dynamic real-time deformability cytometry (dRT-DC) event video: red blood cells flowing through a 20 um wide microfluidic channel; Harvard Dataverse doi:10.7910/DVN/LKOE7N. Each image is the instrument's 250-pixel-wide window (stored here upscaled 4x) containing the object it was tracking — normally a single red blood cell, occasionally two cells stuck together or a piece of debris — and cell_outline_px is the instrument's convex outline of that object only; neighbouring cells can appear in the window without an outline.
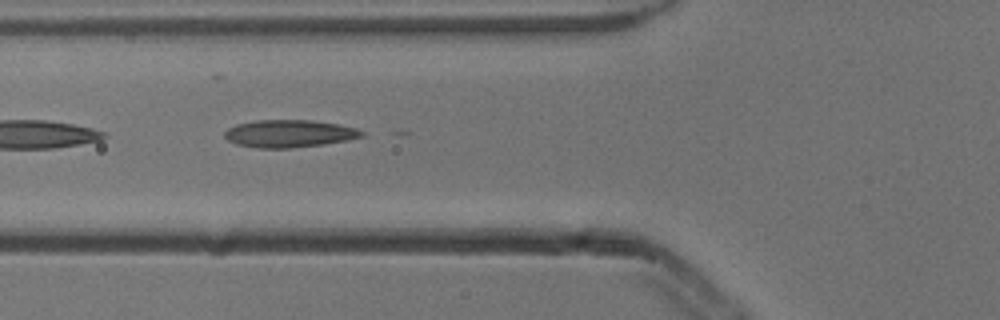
{"species": "common noctule bat (a hibernating species)", "species_latin": "Nyctalus noctula", "temperature_condition": "cold", "stored_images_in_passage": 6, "camera_frame_rate_fps": 3000, "um_per_image_px": 0.085, "animal": {"sex": "male", "body_mass_g": 13.3}, "frame": {"image": 1, "passage_image": 5, "time_ms": 1.333, "image_size_px": [1000, 320], "cell_outline_px": [[364, 136], [324, 144], [288, 148], [260, 148], [236, 144], [228, 140], [224, 136], [224, 132], [228, 128], [236, 124], [256, 120], [312, 120], [340, 124], [356, 128], [364, 132]], "centroid_in_image_um": [24.57, 11.34], "position_along_channel_um": 101.2, "area_um2": 21.91}}
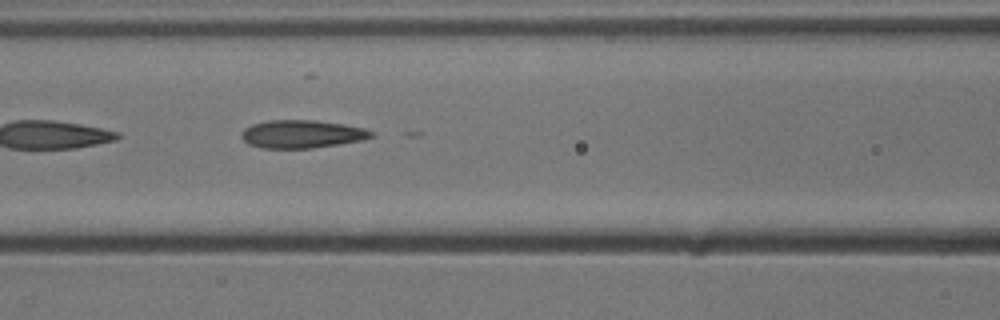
{"frame": {"image": 2, "passage_image": 6, "time_ms": 1.667, "image_size_px": [1000, 320], "cell_outline_px": [[376, 136], [360, 140], [340, 144], [312, 148], [260, 148], [248, 144], [240, 136], [244, 128], [252, 124], [268, 120], [316, 120], [344, 124], [364, 128], [372, 132]], "centroid_in_image_um": [25.64, 11.39], "position_along_channel_um": 141.0, "area_um2": 21.27}}